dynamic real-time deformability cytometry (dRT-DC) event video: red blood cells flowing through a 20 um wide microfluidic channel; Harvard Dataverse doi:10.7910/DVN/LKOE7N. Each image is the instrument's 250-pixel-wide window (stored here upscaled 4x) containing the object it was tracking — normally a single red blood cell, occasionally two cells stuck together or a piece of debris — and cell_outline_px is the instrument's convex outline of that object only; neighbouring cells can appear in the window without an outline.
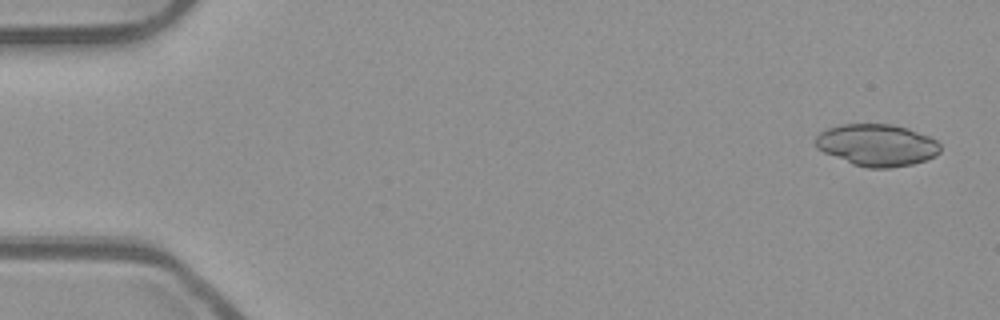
{"species": "common noctule bat (a hibernating species)", "species_latin": "Nyctalus noctula", "temperature_condition": "room temperature", "stored_images_in_passage": 54, "camera_frame_rate_fps": 3000, "um_per_image_px": 0.085, "animal": {"sex": "male", "body_mass_g": 23.1, "forearm_length_mm": 52.7}, "frame": {"image": 1, "passage_image": 2, "time_ms": 0.333, "image_size_px": [1000, 320], "cell_outline_px": [[940, 152], [936, 156], [912, 164], [888, 168], [868, 168], [852, 164], [824, 152], [816, 148], [816, 136], [820, 132], [828, 128], [840, 124], [892, 124], [928, 136], [936, 140], [940, 144]], "centroid_in_image_um": [74.52, 12.33], "position_along_channel_um": 10.5, "area_um2": 30.29}}
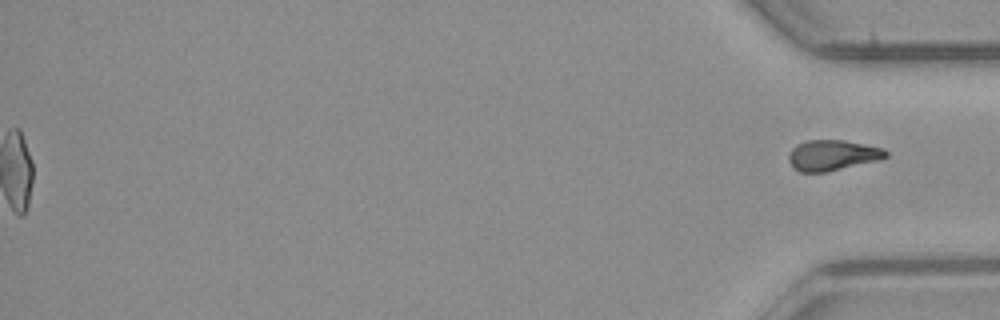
{"frame": {"image": 2, "passage_image": 54, "time_ms": 17.667, "image_size_px": [1000, 320], "cell_outline_px": [[888, 156], [880, 160], [824, 172], [800, 172], [792, 168], [788, 160], [788, 156], [792, 148], [796, 144], [808, 140], [844, 140], [884, 148], [888, 152]], "centroid_in_image_um": [70.75, 13.19], "position_along_channel_um": 364.5, "area_um2": 17.4}}